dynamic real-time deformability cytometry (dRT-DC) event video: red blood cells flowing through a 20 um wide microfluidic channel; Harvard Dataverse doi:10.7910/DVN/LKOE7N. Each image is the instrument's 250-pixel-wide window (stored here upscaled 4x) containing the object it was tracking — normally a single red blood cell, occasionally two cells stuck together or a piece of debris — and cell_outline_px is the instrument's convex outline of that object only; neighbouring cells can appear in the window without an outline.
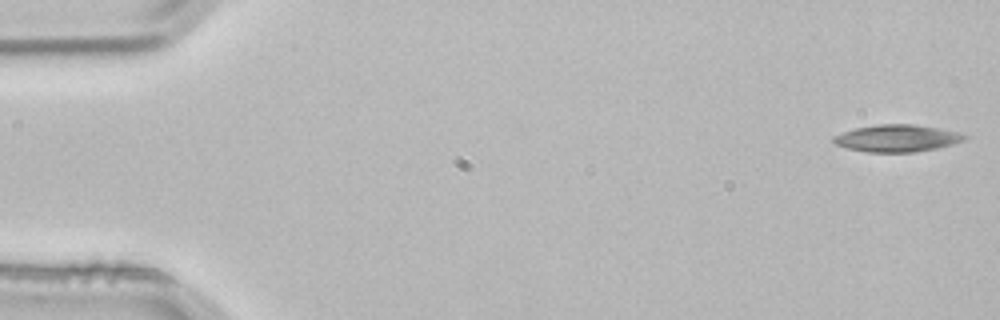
{"species": "common noctule bat (a hibernating species)", "species_latin": "Nyctalus noctula", "temperature_condition": "room temperature", "stored_images_in_passage": 4, "segment_of_instrument_passage": [1, 2], "camera_frame_rate_fps": 3000, "um_per_image_px": 0.085, "animal": {"sex": "male", "body_mass_g": 21.5, "forearm_length_mm": 52.0}, "frame": {"image": 1, "passage_image": 1, "time_ms": 0.0, "image_size_px": [1000, 320], "cell_outline_px": [[968, 136], [964, 140], [952, 144], [936, 148], [916, 152], [864, 152], [844, 148], [832, 144], [832, 136], [856, 128], [876, 124], [912, 124], [940, 128], [960, 132]], "centroid_in_image_um": [76.2, 11.75], "position_along_channel_um": 8.8, "area_um2": 20.92}}
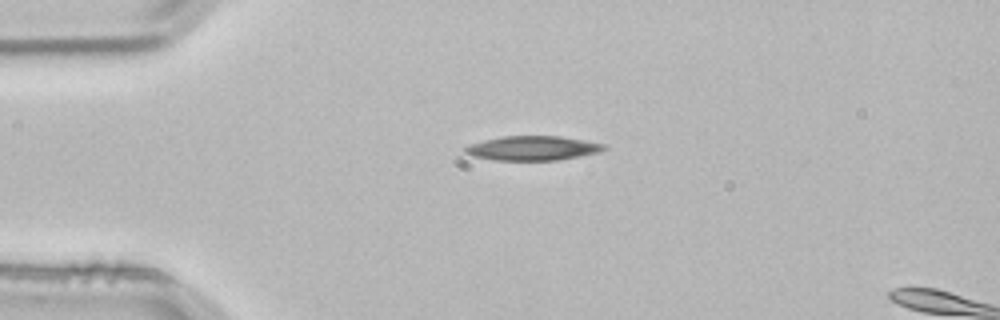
{"frame": {"image": 2, "passage_image": 3, "time_ms": 0.667, "image_size_px": [1000, 320], "cell_outline_px": [[608, 148], [600, 152], [580, 156], [556, 160], [492, 160], [472, 156], [464, 152], [464, 148], [468, 144], [484, 140], [504, 136], [560, 136], [584, 140], [604, 144]], "centroid_in_image_um": [45.26, 12.59], "position_along_channel_um": 39.7, "area_um2": 19.77}}